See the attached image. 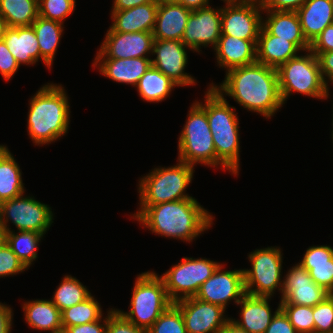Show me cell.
I'll list each match as a JSON object with an SVG mask.
<instances>
[{"label":"cell","mask_w":333,"mask_h":333,"mask_svg":"<svg viewBox=\"0 0 333 333\" xmlns=\"http://www.w3.org/2000/svg\"><path fill=\"white\" fill-rule=\"evenodd\" d=\"M223 97L228 96L247 111L270 119L283 107L277 71L262 63L236 67L226 72L220 85L211 83Z\"/></svg>","instance_id":"6da1fadb"},{"label":"cell","mask_w":333,"mask_h":333,"mask_svg":"<svg viewBox=\"0 0 333 333\" xmlns=\"http://www.w3.org/2000/svg\"><path fill=\"white\" fill-rule=\"evenodd\" d=\"M132 219L156 235L186 243L213 225V215L195 199H181L151 206H139Z\"/></svg>","instance_id":"7a4b0ae2"},{"label":"cell","mask_w":333,"mask_h":333,"mask_svg":"<svg viewBox=\"0 0 333 333\" xmlns=\"http://www.w3.org/2000/svg\"><path fill=\"white\" fill-rule=\"evenodd\" d=\"M69 98L62 84H44L30 99L27 132L34 145H49L70 125Z\"/></svg>","instance_id":"3957f363"},{"label":"cell","mask_w":333,"mask_h":333,"mask_svg":"<svg viewBox=\"0 0 333 333\" xmlns=\"http://www.w3.org/2000/svg\"><path fill=\"white\" fill-rule=\"evenodd\" d=\"M171 167H156L139 180V205L151 206L165 202L193 198L185 193L192 183L195 167L177 161Z\"/></svg>","instance_id":"277c9868"},{"label":"cell","mask_w":333,"mask_h":333,"mask_svg":"<svg viewBox=\"0 0 333 333\" xmlns=\"http://www.w3.org/2000/svg\"><path fill=\"white\" fill-rule=\"evenodd\" d=\"M132 292L129 312L117 311L137 327L146 330L173 303L167 295L163 279L153 271L137 275Z\"/></svg>","instance_id":"5b68a950"},{"label":"cell","mask_w":333,"mask_h":333,"mask_svg":"<svg viewBox=\"0 0 333 333\" xmlns=\"http://www.w3.org/2000/svg\"><path fill=\"white\" fill-rule=\"evenodd\" d=\"M279 66L277 71L280 94L286 103L292 92L324 100L329 97L316 55L309 49Z\"/></svg>","instance_id":"8992f818"},{"label":"cell","mask_w":333,"mask_h":333,"mask_svg":"<svg viewBox=\"0 0 333 333\" xmlns=\"http://www.w3.org/2000/svg\"><path fill=\"white\" fill-rule=\"evenodd\" d=\"M178 160L195 166L216 168V151L206 111L196 102L191 105L178 138Z\"/></svg>","instance_id":"52a82bcc"},{"label":"cell","mask_w":333,"mask_h":333,"mask_svg":"<svg viewBox=\"0 0 333 333\" xmlns=\"http://www.w3.org/2000/svg\"><path fill=\"white\" fill-rule=\"evenodd\" d=\"M283 253L280 247L256 249L248 255L250 269H243L245 292L253 296L272 297L282 294Z\"/></svg>","instance_id":"ba28073f"},{"label":"cell","mask_w":333,"mask_h":333,"mask_svg":"<svg viewBox=\"0 0 333 333\" xmlns=\"http://www.w3.org/2000/svg\"><path fill=\"white\" fill-rule=\"evenodd\" d=\"M221 264L207 258H182L160 276L169 299L174 303L184 298L195 297L200 286Z\"/></svg>","instance_id":"9c48e42d"},{"label":"cell","mask_w":333,"mask_h":333,"mask_svg":"<svg viewBox=\"0 0 333 333\" xmlns=\"http://www.w3.org/2000/svg\"><path fill=\"white\" fill-rule=\"evenodd\" d=\"M54 214L49 205L39 202L34 196L21 194L16 198L0 203V223L8 230L11 222L16 231H32L46 234L49 231Z\"/></svg>","instance_id":"30bf717a"},{"label":"cell","mask_w":333,"mask_h":333,"mask_svg":"<svg viewBox=\"0 0 333 333\" xmlns=\"http://www.w3.org/2000/svg\"><path fill=\"white\" fill-rule=\"evenodd\" d=\"M225 4L221 7V35L258 40L264 14L259 1L240 0Z\"/></svg>","instance_id":"8fae6325"},{"label":"cell","mask_w":333,"mask_h":333,"mask_svg":"<svg viewBox=\"0 0 333 333\" xmlns=\"http://www.w3.org/2000/svg\"><path fill=\"white\" fill-rule=\"evenodd\" d=\"M221 264L201 286L195 298L227 309L228 303L237 304L246 294L243 269L223 270Z\"/></svg>","instance_id":"7c38bea8"},{"label":"cell","mask_w":333,"mask_h":333,"mask_svg":"<svg viewBox=\"0 0 333 333\" xmlns=\"http://www.w3.org/2000/svg\"><path fill=\"white\" fill-rule=\"evenodd\" d=\"M180 309L187 333H220L230 320L221 306L195 297L174 302Z\"/></svg>","instance_id":"4fadbf2b"},{"label":"cell","mask_w":333,"mask_h":333,"mask_svg":"<svg viewBox=\"0 0 333 333\" xmlns=\"http://www.w3.org/2000/svg\"><path fill=\"white\" fill-rule=\"evenodd\" d=\"M188 47L181 40L154 39L152 45V66L175 82L179 87L193 86L197 82L189 73L184 72L188 63Z\"/></svg>","instance_id":"5bb4252c"},{"label":"cell","mask_w":333,"mask_h":333,"mask_svg":"<svg viewBox=\"0 0 333 333\" xmlns=\"http://www.w3.org/2000/svg\"><path fill=\"white\" fill-rule=\"evenodd\" d=\"M221 36V7L211 6L191 12L182 42L188 49L200 53L201 46L214 49Z\"/></svg>","instance_id":"9a60e30c"},{"label":"cell","mask_w":333,"mask_h":333,"mask_svg":"<svg viewBox=\"0 0 333 333\" xmlns=\"http://www.w3.org/2000/svg\"><path fill=\"white\" fill-rule=\"evenodd\" d=\"M153 41L152 32L107 31L94 59L151 58Z\"/></svg>","instance_id":"2e32d148"},{"label":"cell","mask_w":333,"mask_h":333,"mask_svg":"<svg viewBox=\"0 0 333 333\" xmlns=\"http://www.w3.org/2000/svg\"><path fill=\"white\" fill-rule=\"evenodd\" d=\"M284 276L280 304L314 307L330 295L312 280L310 273L299 262Z\"/></svg>","instance_id":"e0dca14e"},{"label":"cell","mask_w":333,"mask_h":333,"mask_svg":"<svg viewBox=\"0 0 333 333\" xmlns=\"http://www.w3.org/2000/svg\"><path fill=\"white\" fill-rule=\"evenodd\" d=\"M271 297L253 296L245 294L236 304L240 305V319L232 317L230 321L239 328L249 333H264L270 325L272 318L280 310V302L277 309L272 312L269 302Z\"/></svg>","instance_id":"ac0fdd59"},{"label":"cell","mask_w":333,"mask_h":333,"mask_svg":"<svg viewBox=\"0 0 333 333\" xmlns=\"http://www.w3.org/2000/svg\"><path fill=\"white\" fill-rule=\"evenodd\" d=\"M257 41L221 35L214 48L217 66L226 69L227 72L236 67L255 63L257 61Z\"/></svg>","instance_id":"d6986e66"},{"label":"cell","mask_w":333,"mask_h":333,"mask_svg":"<svg viewBox=\"0 0 333 333\" xmlns=\"http://www.w3.org/2000/svg\"><path fill=\"white\" fill-rule=\"evenodd\" d=\"M17 63L33 65L41 59L45 66L51 65L41 56L39 43L32 26L8 27L2 39Z\"/></svg>","instance_id":"ffe728a7"},{"label":"cell","mask_w":333,"mask_h":333,"mask_svg":"<svg viewBox=\"0 0 333 333\" xmlns=\"http://www.w3.org/2000/svg\"><path fill=\"white\" fill-rule=\"evenodd\" d=\"M152 65L151 58L94 59L93 67L99 69L104 77L118 83L135 87L139 79Z\"/></svg>","instance_id":"44dd1931"},{"label":"cell","mask_w":333,"mask_h":333,"mask_svg":"<svg viewBox=\"0 0 333 333\" xmlns=\"http://www.w3.org/2000/svg\"><path fill=\"white\" fill-rule=\"evenodd\" d=\"M158 3H147L133 8L111 11L112 25L107 31L123 33L153 32Z\"/></svg>","instance_id":"7402d4cb"},{"label":"cell","mask_w":333,"mask_h":333,"mask_svg":"<svg viewBox=\"0 0 333 333\" xmlns=\"http://www.w3.org/2000/svg\"><path fill=\"white\" fill-rule=\"evenodd\" d=\"M203 102L196 101L205 111L211 132L239 130V118L234 106L209 85Z\"/></svg>","instance_id":"603a6c76"},{"label":"cell","mask_w":333,"mask_h":333,"mask_svg":"<svg viewBox=\"0 0 333 333\" xmlns=\"http://www.w3.org/2000/svg\"><path fill=\"white\" fill-rule=\"evenodd\" d=\"M191 12L179 3L158 4L153 38L182 40Z\"/></svg>","instance_id":"cb8c5ba5"},{"label":"cell","mask_w":333,"mask_h":333,"mask_svg":"<svg viewBox=\"0 0 333 333\" xmlns=\"http://www.w3.org/2000/svg\"><path fill=\"white\" fill-rule=\"evenodd\" d=\"M257 62L277 69L301 52L289 39L271 35L263 26L256 44Z\"/></svg>","instance_id":"d4e9b609"},{"label":"cell","mask_w":333,"mask_h":333,"mask_svg":"<svg viewBox=\"0 0 333 333\" xmlns=\"http://www.w3.org/2000/svg\"><path fill=\"white\" fill-rule=\"evenodd\" d=\"M262 26L274 36L289 39L300 51L310 49V44L303 36L300 20L296 12L264 11Z\"/></svg>","instance_id":"484cf974"},{"label":"cell","mask_w":333,"mask_h":333,"mask_svg":"<svg viewBox=\"0 0 333 333\" xmlns=\"http://www.w3.org/2000/svg\"><path fill=\"white\" fill-rule=\"evenodd\" d=\"M296 13L303 36L309 44L333 23L332 0H307Z\"/></svg>","instance_id":"4316f807"},{"label":"cell","mask_w":333,"mask_h":333,"mask_svg":"<svg viewBox=\"0 0 333 333\" xmlns=\"http://www.w3.org/2000/svg\"><path fill=\"white\" fill-rule=\"evenodd\" d=\"M299 263L316 284L329 293L333 291V248L330 245L310 246Z\"/></svg>","instance_id":"83f0119b"},{"label":"cell","mask_w":333,"mask_h":333,"mask_svg":"<svg viewBox=\"0 0 333 333\" xmlns=\"http://www.w3.org/2000/svg\"><path fill=\"white\" fill-rule=\"evenodd\" d=\"M26 323L35 330L55 333L63 330L61 311L48 299L25 301L22 305Z\"/></svg>","instance_id":"f1b7e54d"},{"label":"cell","mask_w":333,"mask_h":333,"mask_svg":"<svg viewBox=\"0 0 333 333\" xmlns=\"http://www.w3.org/2000/svg\"><path fill=\"white\" fill-rule=\"evenodd\" d=\"M21 172L8 147L0 145V203L25 192Z\"/></svg>","instance_id":"f546056e"},{"label":"cell","mask_w":333,"mask_h":333,"mask_svg":"<svg viewBox=\"0 0 333 333\" xmlns=\"http://www.w3.org/2000/svg\"><path fill=\"white\" fill-rule=\"evenodd\" d=\"M216 151V167L239 175L240 135L239 130L211 132Z\"/></svg>","instance_id":"4dcf8cb0"},{"label":"cell","mask_w":333,"mask_h":333,"mask_svg":"<svg viewBox=\"0 0 333 333\" xmlns=\"http://www.w3.org/2000/svg\"><path fill=\"white\" fill-rule=\"evenodd\" d=\"M135 87L143 101L158 103L166 100L173 88L179 86L151 65Z\"/></svg>","instance_id":"1f68e13d"},{"label":"cell","mask_w":333,"mask_h":333,"mask_svg":"<svg viewBox=\"0 0 333 333\" xmlns=\"http://www.w3.org/2000/svg\"><path fill=\"white\" fill-rule=\"evenodd\" d=\"M64 24L40 16L31 25L39 43L41 56L52 66L56 51L64 33Z\"/></svg>","instance_id":"d6a6232c"},{"label":"cell","mask_w":333,"mask_h":333,"mask_svg":"<svg viewBox=\"0 0 333 333\" xmlns=\"http://www.w3.org/2000/svg\"><path fill=\"white\" fill-rule=\"evenodd\" d=\"M0 14L8 27L31 26L39 16L38 0H0Z\"/></svg>","instance_id":"836d02e7"},{"label":"cell","mask_w":333,"mask_h":333,"mask_svg":"<svg viewBox=\"0 0 333 333\" xmlns=\"http://www.w3.org/2000/svg\"><path fill=\"white\" fill-rule=\"evenodd\" d=\"M44 234L32 231L10 230L7 235V245L16 254L27 270L38 258L37 248Z\"/></svg>","instance_id":"e575fe53"},{"label":"cell","mask_w":333,"mask_h":333,"mask_svg":"<svg viewBox=\"0 0 333 333\" xmlns=\"http://www.w3.org/2000/svg\"><path fill=\"white\" fill-rule=\"evenodd\" d=\"M91 292L76 277L66 275L54 291L51 301L63 311L85 301L91 296Z\"/></svg>","instance_id":"d590c367"},{"label":"cell","mask_w":333,"mask_h":333,"mask_svg":"<svg viewBox=\"0 0 333 333\" xmlns=\"http://www.w3.org/2000/svg\"><path fill=\"white\" fill-rule=\"evenodd\" d=\"M102 312L100 303L91 295L85 301L61 311L63 330L74 325L97 321L103 316Z\"/></svg>","instance_id":"8d00e7d4"},{"label":"cell","mask_w":333,"mask_h":333,"mask_svg":"<svg viewBox=\"0 0 333 333\" xmlns=\"http://www.w3.org/2000/svg\"><path fill=\"white\" fill-rule=\"evenodd\" d=\"M147 333H187L180 309L172 303L147 330Z\"/></svg>","instance_id":"74e56055"},{"label":"cell","mask_w":333,"mask_h":333,"mask_svg":"<svg viewBox=\"0 0 333 333\" xmlns=\"http://www.w3.org/2000/svg\"><path fill=\"white\" fill-rule=\"evenodd\" d=\"M297 333H314L313 307L296 304H280Z\"/></svg>","instance_id":"f35d334b"},{"label":"cell","mask_w":333,"mask_h":333,"mask_svg":"<svg viewBox=\"0 0 333 333\" xmlns=\"http://www.w3.org/2000/svg\"><path fill=\"white\" fill-rule=\"evenodd\" d=\"M76 0H38L39 16L64 24L75 9Z\"/></svg>","instance_id":"ab89813d"},{"label":"cell","mask_w":333,"mask_h":333,"mask_svg":"<svg viewBox=\"0 0 333 333\" xmlns=\"http://www.w3.org/2000/svg\"><path fill=\"white\" fill-rule=\"evenodd\" d=\"M314 333H333V298L327 296L313 307Z\"/></svg>","instance_id":"60d3db41"},{"label":"cell","mask_w":333,"mask_h":333,"mask_svg":"<svg viewBox=\"0 0 333 333\" xmlns=\"http://www.w3.org/2000/svg\"><path fill=\"white\" fill-rule=\"evenodd\" d=\"M107 312L106 333H147L146 329L137 327L125 319L117 309L110 308Z\"/></svg>","instance_id":"b9f144b4"},{"label":"cell","mask_w":333,"mask_h":333,"mask_svg":"<svg viewBox=\"0 0 333 333\" xmlns=\"http://www.w3.org/2000/svg\"><path fill=\"white\" fill-rule=\"evenodd\" d=\"M26 269L7 244L0 248V278L23 273Z\"/></svg>","instance_id":"7bdbcfd3"},{"label":"cell","mask_w":333,"mask_h":333,"mask_svg":"<svg viewBox=\"0 0 333 333\" xmlns=\"http://www.w3.org/2000/svg\"><path fill=\"white\" fill-rule=\"evenodd\" d=\"M20 65L13 57L3 40L0 41V74L5 81L11 80Z\"/></svg>","instance_id":"ee69618b"},{"label":"cell","mask_w":333,"mask_h":333,"mask_svg":"<svg viewBox=\"0 0 333 333\" xmlns=\"http://www.w3.org/2000/svg\"><path fill=\"white\" fill-rule=\"evenodd\" d=\"M263 11L297 12L307 0H258Z\"/></svg>","instance_id":"f6af8a7d"},{"label":"cell","mask_w":333,"mask_h":333,"mask_svg":"<svg viewBox=\"0 0 333 333\" xmlns=\"http://www.w3.org/2000/svg\"><path fill=\"white\" fill-rule=\"evenodd\" d=\"M310 50L317 56L321 52L333 51V23L327 26L310 44Z\"/></svg>","instance_id":"bcb514c9"},{"label":"cell","mask_w":333,"mask_h":333,"mask_svg":"<svg viewBox=\"0 0 333 333\" xmlns=\"http://www.w3.org/2000/svg\"><path fill=\"white\" fill-rule=\"evenodd\" d=\"M264 333H297L288 317L280 309Z\"/></svg>","instance_id":"7dc6e473"},{"label":"cell","mask_w":333,"mask_h":333,"mask_svg":"<svg viewBox=\"0 0 333 333\" xmlns=\"http://www.w3.org/2000/svg\"><path fill=\"white\" fill-rule=\"evenodd\" d=\"M106 329H107V315L105 317L102 316L99 320L91 322V323L67 327L65 329V332L66 333H106Z\"/></svg>","instance_id":"c3c4849f"},{"label":"cell","mask_w":333,"mask_h":333,"mask_svg":"<svg viewBox=\"0 0 333 333\" xmlns=\"http://www.w3.org/2000/svg\"><path fill=\"white\" fill-rule=\"evenodd\" d=\"M316 57L319 63L322 78L328 87L329 82L333 84V51L321 52Z\"/></svg>","instance_id":"681fc988"},{"label":"cell","mask_w":333,"mask_h":333,"mask_svg":"<svg viewBox=\"0 0 333 333\" xmlns=\"http://www.w3.org/2000/svg\"><path fill=\"white\" fill-rule=\"evenodd\" d=\"M13 315L12 308L0 302V333H11Z\"/></svg>","instance_id":"f907efd6"},{"label":"cell","mask_w":333,"mask_h":333,"mask_svg":"<svg viewBox=\"0 0 333 333\" xmlns=\"http://www.w3.org/2000/svg\"><path fill=\"white\" fill-rule=\"evenodd\" d=\"M157 0H114L111 11H121L147 3H154Z\"/></svg>","instance_id":"816d5d0a"},{"label":"cell","mask_w":333,"mask_h":333,"mask_svg":"<svg viewBox=\"0 0 333 333\" xmlns=\"http://www.w3.org/2000/svg\"><path fill=\"white\" fill-rule=\"evenodd\" d=\"M210 0H179V4L183 5L185 8L194 11L200 8H205L210 6Z\"/></svg>","instance_id":"f5cc1de1"},{"label":"cell","mask_w":333,"mask_h":333,"mask_svg":"<svg viewBox=\"0 0 333 333\" xmlns=\"http://www.w3.org/2000/svg\"><path fill=\"white\" fill-rule=\"evenodd\" d=\"M220 333H249V332L239 328L229 320L226 323L225 327L220 331Z\"/></svg>","instance_id":"db71d44e"},{"label":"cell","mask_w":333,"mask_h":333,"mask_svg":"<svg viewBox=\"0 0 333 333\" xmlns=\"http://www.w3.org/2000/svg\"><path fill=\"white\" fill-rule=\"evenodd\" d=\"M8 230L0 223V248L7 244Z\"/></svg>","instance_id":"11a10c76"},{"label":"cell","mask_w":333,"mask_h":333,"mask_svg":"<svg viewBox=\"0 0 333 333\" xmlns=\"http://www.w3.org/2000/svg\"><path fill=\"white\" fill-rule=\"evenodd\" d=\"M7 28H8L7 23L3 18V16L0 14V41L3 39Z\"/></svg>","instance_id":"9f6ffc18"},{"label":"cell","mask_w":333,"mask_h":333,"mask_svg":"<svg viewBox=\"0 0 333 333\" xmlns=\"http://www.w3.org/2000/svg\"><path fill=\"white\" fill-rule=\"evenodd\" d=\"M158 4L179 3V0H157Z\"/></svg>","instance_id":"6f0895ef"},{"label":"cell","mask_w":333,"mask_h":333,"mask_svg":"<svg viewBox=\"0 0 333 333\" xmlns=\"http://www.w3.org/2000/svg\"><path fill=\"white\" fill-rule=\"evenodd\" d=\"M221 1H223L225 3V2H236V1H240V0H221Z\"/></svg>","instance_id":"680465c9"},{"label":"cell","mask_w":333,"mask_h":333,"mask_svg":"<svg viewBox=\"0 0 333 333\" xmlns=\"http://www.w3.org/2000/svg\"><path fill=\"white\" fill-rule=\"evenodd\" d=\"M333 106V105H332ZM332 117H333V115H332ZM332 126H333V118H332ZM333 128V127H332ZM331 138H332V141H333V129H332V133H331Z\"/></svg>","instance_id":"91938a15"},{"label":"cell","mask_w":333,"mask_h":333,"mask_svg":"<svg viewBox=\"0 0 333 333\" xmlns=\"http://www.w3.org/2000/svg\"><path fill=\"white\" fill-rule=\"evenodd\" d=\"M55 333H66L65 330L59 331V332H55Z\"/></svg>","instance_id":"94428289"}]
</instances>
